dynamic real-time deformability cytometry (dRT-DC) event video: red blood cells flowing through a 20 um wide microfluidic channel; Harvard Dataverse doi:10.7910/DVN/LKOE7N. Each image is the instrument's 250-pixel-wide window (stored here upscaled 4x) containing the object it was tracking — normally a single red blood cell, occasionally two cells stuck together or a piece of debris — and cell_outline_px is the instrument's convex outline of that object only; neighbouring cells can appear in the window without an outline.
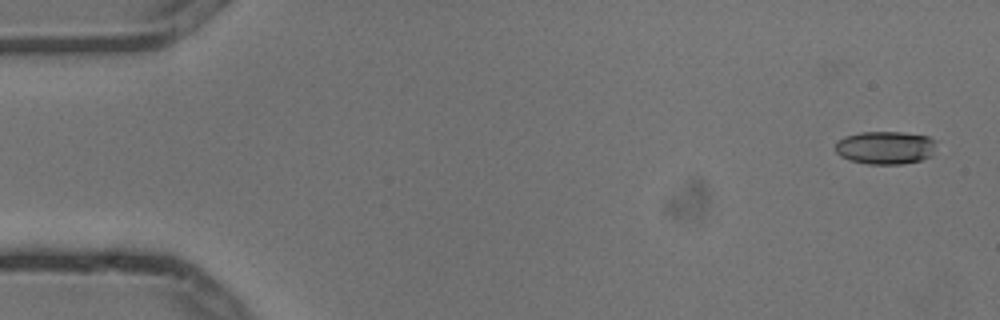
{"species": "common noctule bat (a hibernating species)", "species_latin": "Nyctalus noctula", "temperature_condition": "cold", "stored_images_in_passage": 5, "camera_frame_rate_fps": 3000, "um_per_image_px": 0.085, "animal": {"sex": "male", "body_mass_g": 13.3}, "frame": {"image": 1, "passage_image": 1, "time_ms": 0.0, "image_size_px": [1000, 320], "cell_outline_px": [[936, 140], [932, 156], [920, 160], [904, 164], [868, 164], [848, 160], [840, 156], [836, 152], [836, 140], [844, 136], [860, 132], [900, 132], [928, 136]], "centroid_in_image_um": [75.24, 12.55], "position_along_channel_um": 9.8, "area_um2": 19.65}}
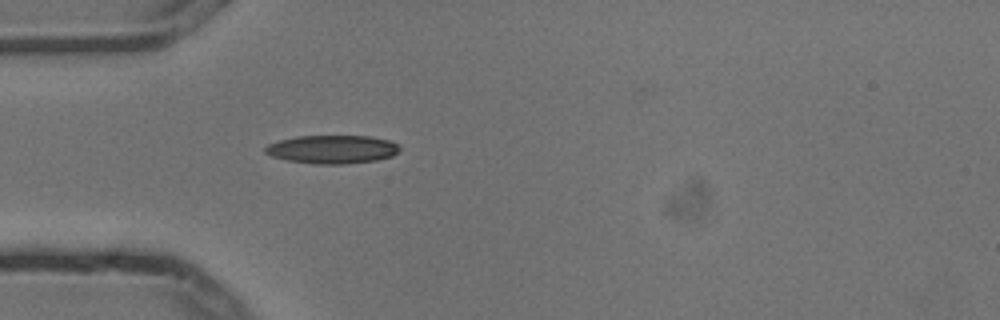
{"frame": {"image": 2, "passage_image": 5, "time_ms": 1.333, "image_size_px": [1000, 320], "cell_outline_px": [[400, 148], [392, 156], [376, 160], [344, 164], [316, 164], [288, 160], [272, 156], [264, 152], [264, 148], [268, 144], [280, 140], [296, 136], [368, 136], [388, 140], [396, 144]], "centroid_in_image_um": [28.21, 12.69], "position_along_channel_um": 56.8, "area_um2": 22.02}}